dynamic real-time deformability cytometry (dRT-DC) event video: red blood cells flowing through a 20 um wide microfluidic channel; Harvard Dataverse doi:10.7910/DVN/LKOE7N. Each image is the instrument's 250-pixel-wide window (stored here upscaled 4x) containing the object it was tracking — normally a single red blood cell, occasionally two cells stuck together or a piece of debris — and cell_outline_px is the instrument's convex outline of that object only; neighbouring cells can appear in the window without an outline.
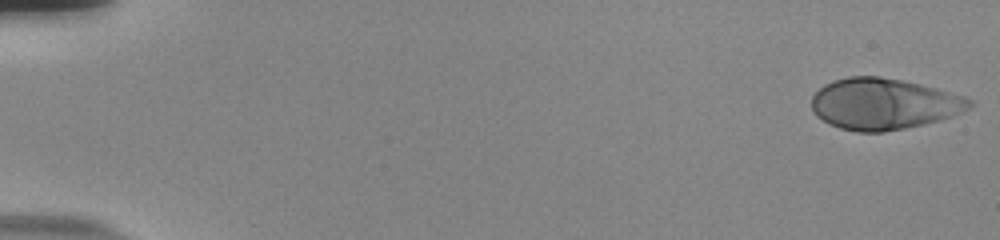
{"species": "human", "species_latin": "Homo sapiens", "temperature_condition": "room temperature", "stored_images_in_passage": 56, "camera_frame_rate_fps": 3000, "um_per_image_px": 0.085, "donor": {"sex": "male"}, "frame": {"image": 1, "passage_image": 1, "time_ms": 0.0, "image_size_px": [1000, 240], "cell_outline_px": [[972, 104], [968, 108], [952, 116], [940, 120], [924, 124], [884, 132], [856, 132], [840, 128], [828, 124], [816, 116], [812, 108], [812, 96], [824, 84], [832, 80], [848, 76], [880, 76], [920, 84], [936, 88], [964, 96], [972, 100]], "centroid_in_image_um": [75.08, 8.83], "position_along_channel_um": 9.9, "area_um2": 47.16}}
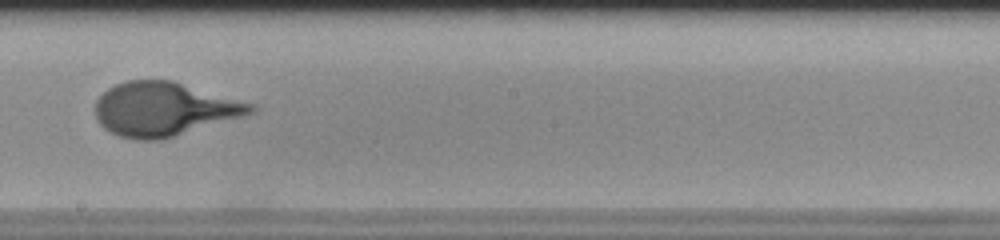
{"frame": {"image": 2, "passage_image": 33, "time_ms": 10.667, "image_size_px": [1000, 240], "cell_outline_px": [[256, 112], [244, 116], [164, 140], [136, 140], [120, 136], [104, 128], [96, 120], [96, 100], [108, 88], [116, 84], [128, 80], [172, 80], [256, 104]], "centroid_in_image_um": [13.98, 9.28], "position_along_channel_um": 234.2, "area_um2": 49.07}}
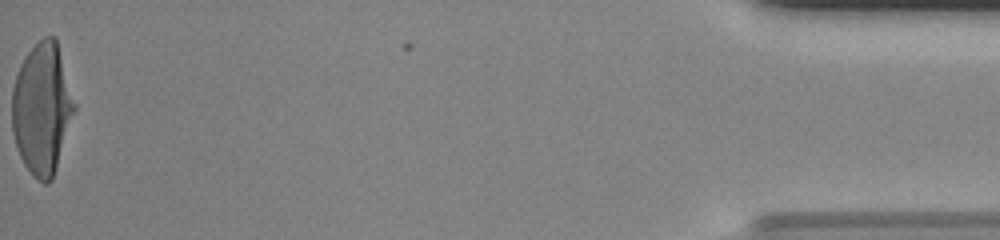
{"frame": {"image": 3, "passage_image": 56, "time_ms": 18.333, "image_size_px": [1000, 240], "cell_outline_px": [[76, 108], [52, 180], [48, 184], [44, 184], [24, 164], [20, 156], [12, 132], [12, 88], [20, 64], [24, 56], [44, 36], [52, 36], [56, 40], [76, 104]], "centroid_in_image_um": [3.57, 9.22], "position_along_channel_um": 431.6, "area_um2": 47.28}}